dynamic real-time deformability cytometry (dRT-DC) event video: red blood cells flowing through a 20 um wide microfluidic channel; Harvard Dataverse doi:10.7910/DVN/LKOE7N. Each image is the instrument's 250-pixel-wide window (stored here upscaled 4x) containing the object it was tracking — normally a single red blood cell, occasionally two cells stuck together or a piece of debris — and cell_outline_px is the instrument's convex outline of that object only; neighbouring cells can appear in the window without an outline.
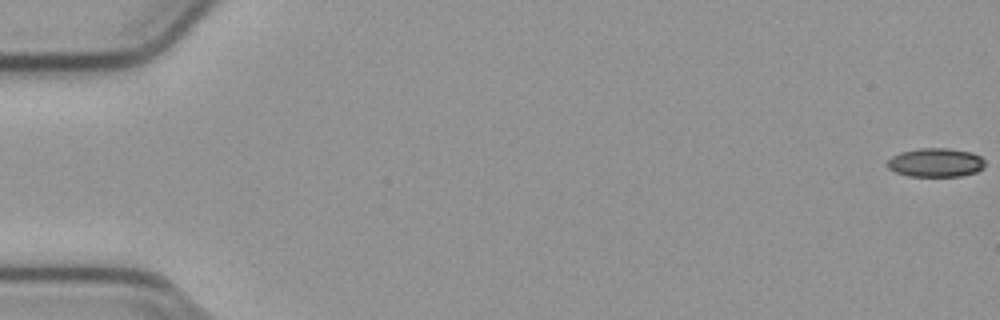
{"species": "common noctule bat (a hibernating species)", "species_latin": "Nyctalus noctula", "temperature_condition": "cold", "stored_images_in_passage": 55, "camera_frame_rate_fps": 3000, "um_per_image_px": 0.085, "animal": {"sex": "male", "body_mass_g": 23.1, "forearm_length_mm": 52.7}, "frame": {"image": 1, "passage_image": 1, "time_ms": 0.0, "image_size_px": [1000, 320], "cell_outline_px": [[984, 168], [976, 172], [960, 176], [908, 176], [896, 172], [888, 168], [888, 160], [892, 156], [900, 152], [920, 148], [948, 148], [972, 152], [980, 156], [984, 160]], "centroid_in_image_um": [79.54, 13.81], "position_along_channel_um": 5.5, "area_um2": 16.42}}
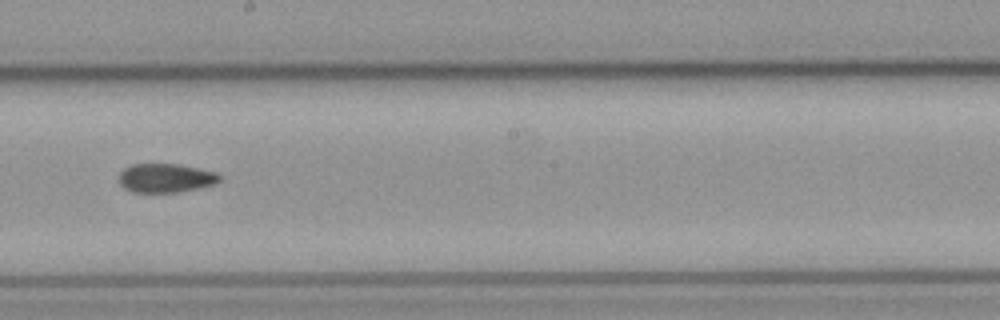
{"frame": {"image": 2, "passage_image": 32, "time_ms": 10.333, "image_size_px": [1000, 320], "cell_outline_px": [[220, 180], [216, 184], [200, 188], [180, 192], [132, 192], [124, 188], [120, 184], [120, 172], [124, 168], [132, 164], [180, 164], [216, 172], [220, 176]], "centroid_in_image_um": [14.1, 15.13], "position_along_channel_um": 234.1, "area_um2": 17.05}}
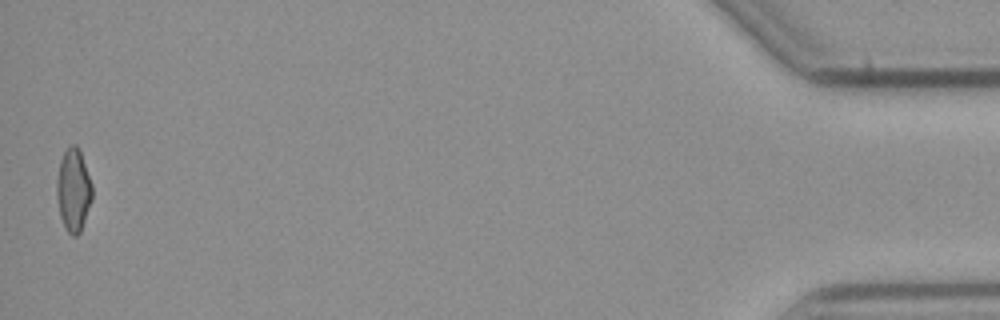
{"frame": {"image": 3, "passage_image": 55, "time_ms": 18.0, "image_size_px": [1000, 320], "cell_outline_px": [[92, 200], [80, 232], [76, 236], [72, 236], [68, 232], [60, 216], [56, 196], [56, 180], [60, 160], [64, 152], [72, 144], [76, 144], [80, 148], [92, 184]], "centroid_in_image_um": [6.24, 16.13], "position_along_channel_um": 429.0, "area_um2": 17.22}, "authors_computed_cell_mechanics": {"area_um2": 17.3978, "velocity_mm_per_s": 3.8116, "shape_relaxation_time_tau1_ms": null, "shape_relaxation_time_tau2_ms": 3.5333, "deformation_change_tau1": null, "deformation_change_tau2": 0.0898}}